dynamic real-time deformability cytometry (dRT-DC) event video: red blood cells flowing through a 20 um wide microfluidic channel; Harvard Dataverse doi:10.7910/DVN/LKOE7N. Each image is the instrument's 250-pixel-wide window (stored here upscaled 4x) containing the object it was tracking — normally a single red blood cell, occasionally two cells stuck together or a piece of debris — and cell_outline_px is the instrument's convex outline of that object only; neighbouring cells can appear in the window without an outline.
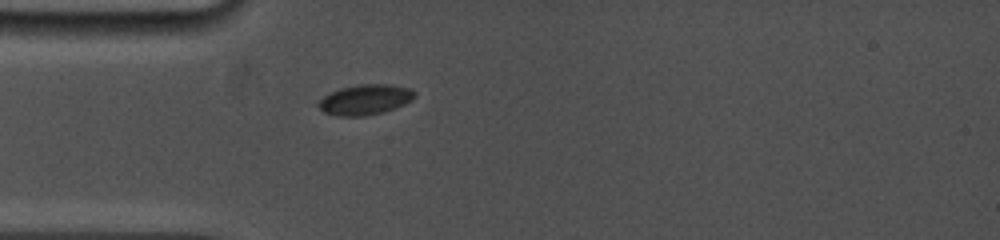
{"species": "common noctule bat (a hibernating species)", "species_latin": "Nyctalus noctula", "temperature_condition": "cold", "stored_images_in_passage": 52, "camera_frame_rate_fps": 5000, "um_per_image_px": 0.085, "animal": {"sex": "female", "body_mass_g": 19.0, "forearm_length_mm": 53.3}, "frame": {"image": 1, "passage_image": 1, "time_ms": 0.0, "image_size_px": [1000, 240], "cell_outline_px": [[416, 96], [412, 100], [404, 104], [380, 112], [364, 116], [336, 116], [324, 112], [316, 104], [324, 96], [340, 88], [360, 84], [392, 84], [408, 88], [416, 92]], "centroid_in_image_um": [31.03, 8.46], "position_along_channel_um": 54.0, "area_um2": 16.82}}
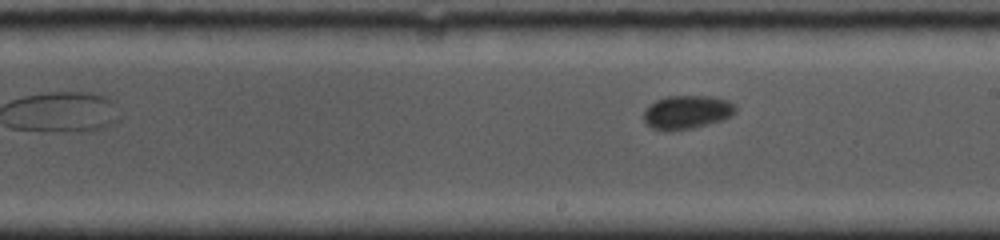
{"frame": {"image": 2, "passage_image": 26, "time_ms": 4.8, "image_size_px": [1000, 240], "cell_outline_px": [[736, 112], [732, 116], [720, 120], [692, 128], [668, 132], [652, 128], [644, 120], [644, 112], [656, 100], [668, 96], [708, 96], [728, 100], [736, 104]], "centroid_in_image_um": [58.41, 9.54], "position_along_channel_um": 230.6, "area_um2": 17.86}}
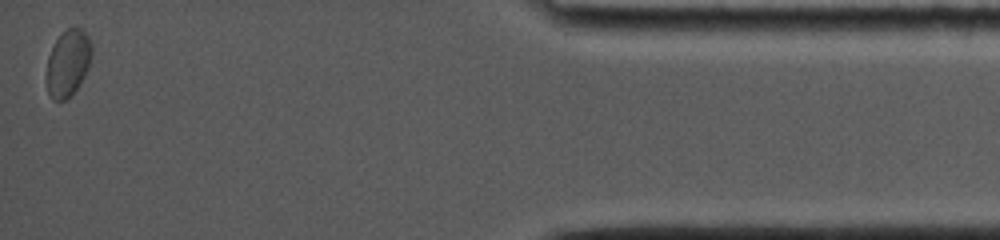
{"frame": {"image": 3, "passage_image": 52, "time_ms": 11.6, "image_size_px": [1000, 240], "cell_outline_px": [[92, 56], [88, 68], [80, 84], [64, 100], [52, 100], [48, 96], [48, 56], [56, 40], [68, 28], [80, 28], [88, 36], [92, 44]], "centroid_in_image_um": [5.81, 5.35], "position_along_channel_um": 429.4, "area_um2": 17.17}, "authors_computed_cell_mechanics": {"area_um2": 17.1955, "velocity_mm_per_s": 3.7789, "shape_relaxation_time_tau1_ms": 3.144, "shape_relaxation_time_tau2_ms": null, "deformation_change_tau1": 0.0967, "deformation_change_tau2": null}}